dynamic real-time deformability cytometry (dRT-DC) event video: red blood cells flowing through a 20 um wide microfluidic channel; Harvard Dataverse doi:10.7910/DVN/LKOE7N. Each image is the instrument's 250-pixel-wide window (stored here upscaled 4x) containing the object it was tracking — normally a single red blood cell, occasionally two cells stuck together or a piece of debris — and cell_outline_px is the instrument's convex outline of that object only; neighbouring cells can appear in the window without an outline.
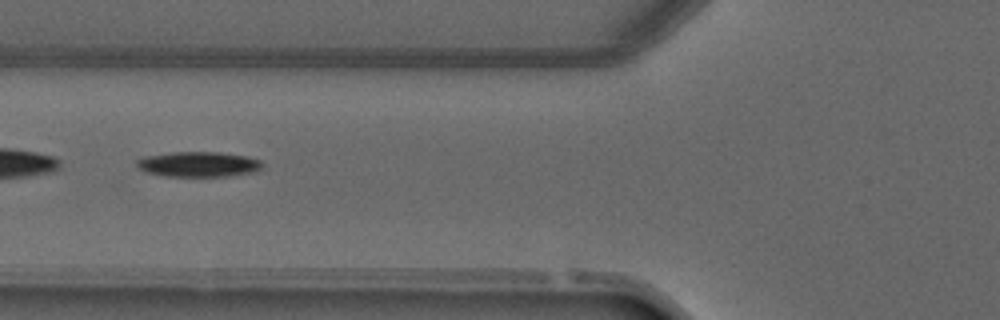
{"species": "common noctule bat (a hibernating species)", "species_latin": "Nyctalus noctula", "temperature_condition": "warm", "stored_images_in_passage": 5, "camera_frame_rate_fps": 3000, "um_per_image_px": 0.085, "animal": {"sex": "male", "forearm_length_mm": 52.5}, "frame": {"image": 1, "passage_image": 5, "time_ms": 4.667, "image_size_px": [1000, 320], "cell_outline_px": [[260, 168], [256, 172], [232, 176], [164, 176], [144, 172], [136, 168], [136, 160], [148, 156], [172, 152], [220, 152], [248, 156], [260, 160]], "centroid_in_image_um": [16.85, 13.97], "position_along_channel_um": 109.0, "area_um2": 18.55}}